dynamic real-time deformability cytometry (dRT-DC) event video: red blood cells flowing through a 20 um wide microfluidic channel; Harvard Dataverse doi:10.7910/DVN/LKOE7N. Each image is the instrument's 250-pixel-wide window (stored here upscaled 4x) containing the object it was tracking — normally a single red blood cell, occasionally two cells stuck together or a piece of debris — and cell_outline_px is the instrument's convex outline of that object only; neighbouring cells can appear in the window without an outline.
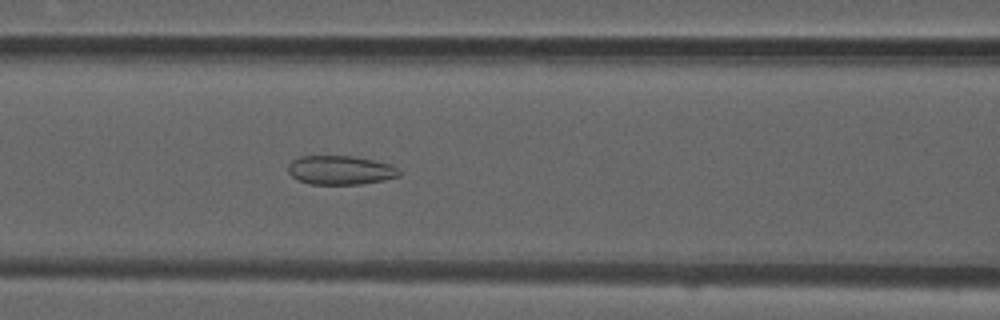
{"species": "common noctule bat (a hibernating species)", "species_latin": "Nyctalus noctula", "temperature_condition": "room temperature", "stored_images_in_passage": 38, "camera_frame_rate_fps": 3000, "um_per_image_px": 0.085, "animal": {"sex": "male", "forearm_length_mm": 52.5}, "frame": {"image": 1, "passage_image": 8, "time_ms": 2.333, "image_size_px": [1000, 320], "cell_outline_px": [[400, 176], [384, 180], [360, 184], [308, 184], [296, 180], [288, 172], [288, 164], [292, 160], [300, 156], [352, 156], [392, 164], [400, 172]], "centroid_in_image_um": [28.9, 14.46], "position_along_channel_um": 137.7, "area_um2": 18.84}}
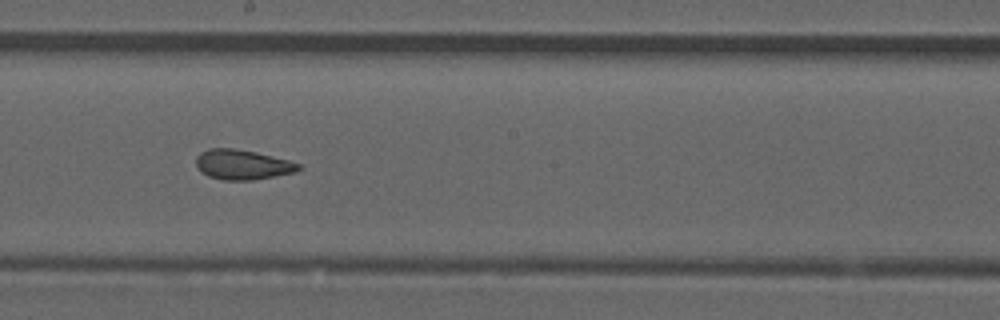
{"frame": {"image": 2, "passage_image": 15, "time_ms": 4.667, "image_size_px": [1000, 320], "cell_outline_px": [[304, 168], [296, 172], [252, 180], [224, 180], [208, 176], [196, 164], [196, 156], [200, 152], [208, 148], [232, 148], [256, 152], [288, 160], [300, 164]], "centroid_in_image_um": [20.63, 13.98], "position_along_channel_um": 227.6, "area_um2": 17.8}}
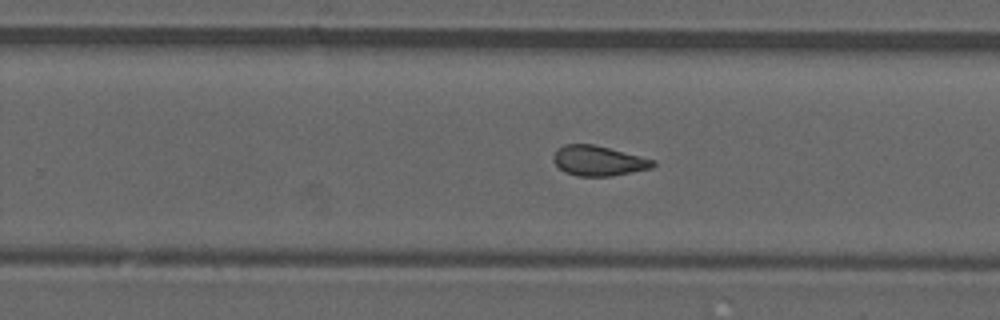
{"frame": {"image": 3, "passage_image": 19, "time_ms": 6.0, "image_size_px": [1000, 320], "cell_outline_px": [[656, 164], [652, 168], [612, 176], [576, 176], [564, 172], [552, 160], [552, 156], [556, 148], [564, 144], [592, 144], [656, 160]], "centroid_in_image_um": [50.84, 13.67], "position_along_channel_um": 279.0, "area_um2": 17.51}, "authors_computed_cell_mechanics": {"area_um2": 17.8313, "velocity_mm_per_s": 3.8668, "shape_relaxation_time_tau1_ms": null, "shape_relaxation_time_tau2_ms": 1.9697, "deformation_change_tau1": null, "deformation_change_tau2": 0.0939}}